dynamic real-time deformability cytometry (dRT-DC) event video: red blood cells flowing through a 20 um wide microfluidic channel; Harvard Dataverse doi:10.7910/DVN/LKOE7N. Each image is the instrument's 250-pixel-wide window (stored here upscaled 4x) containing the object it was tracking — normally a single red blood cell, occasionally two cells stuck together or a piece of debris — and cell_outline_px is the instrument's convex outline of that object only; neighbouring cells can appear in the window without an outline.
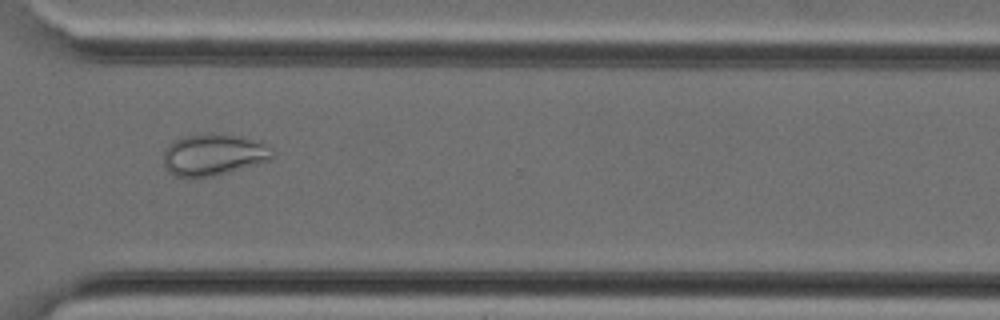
{"species": "Egyptian fruit bat (a non-hibernating species)", "species_latin": "Rousettus aegyptiacus", "temperature_condition": "cold", "stored_images_in_passage": 25, "camera_frame_rate_fps": 3000, "um_per_image_px": 0.085, "animal": {"sex": "female"}, "frame": {"image": 1, "passage_image": 18, "time_ms": 5.667, "image_size_px": [1000, 320], "cell_outline_px": [[272, 156], [268, 160], [256, 164], [212, 176], [176, 176], [168, 172], [164, 164], [164, 152], [168, 144], [184, 136], [204, 132], [212, 132], [260, 140], [272, 152]], "centroid_in_image_um": [18.1, 13.11], "position_along_channel_um": 352.5, "area_um2": 26.07}}